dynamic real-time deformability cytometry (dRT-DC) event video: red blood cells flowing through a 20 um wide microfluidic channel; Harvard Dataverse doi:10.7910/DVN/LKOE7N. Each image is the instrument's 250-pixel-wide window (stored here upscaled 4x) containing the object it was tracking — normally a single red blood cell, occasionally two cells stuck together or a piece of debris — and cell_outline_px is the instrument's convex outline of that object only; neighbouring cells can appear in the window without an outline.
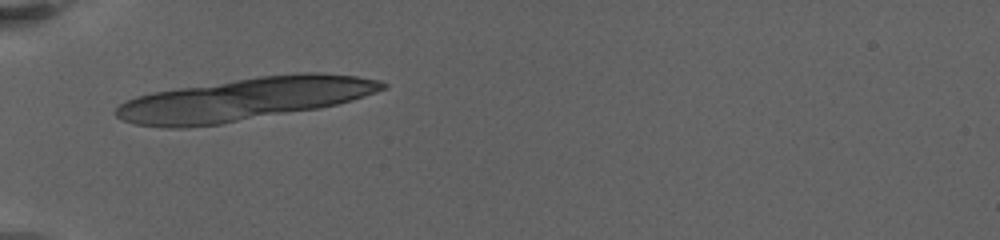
{"species": "human", "species_latin": "Homo sapiens", "temperature_condition": "warm", "stored_images_in_passage": 6, "camera_frame_rate_fps": 3000, "um_per_image_px": 0.085, "donor": {"sex": "female"}, "frame": {"image": 1, "passage_image": 1, "time_ms": 0.0, "image_size_px": [1000, 240], "cell_outline_px": [[388, 88], [352, 100], [320, 108], [220, 124], [184, 128], [164, 128], [136, 124], [124, 120], [116, 116], [116, 108], [120, 104], [136, 96], [152, 92], [260, 76], [296, 72], [316, 72], [356, 76], [380, 80], [388, 84]], "centroid_in_image_um": [20.8, 8.43], "position_along_channel_um": 64.2, "area_um2": 66.12}}